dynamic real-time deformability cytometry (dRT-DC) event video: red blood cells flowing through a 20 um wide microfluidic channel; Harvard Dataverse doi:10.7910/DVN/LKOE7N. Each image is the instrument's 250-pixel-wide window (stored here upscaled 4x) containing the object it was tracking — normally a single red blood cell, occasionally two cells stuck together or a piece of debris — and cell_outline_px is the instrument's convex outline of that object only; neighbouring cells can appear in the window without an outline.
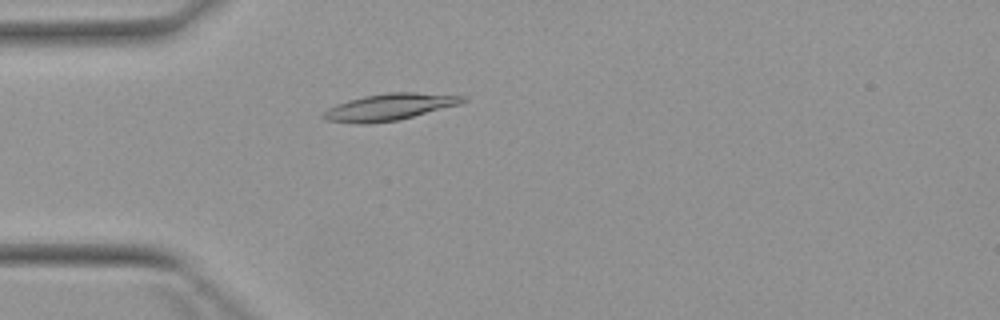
{"species": "Egyptian fruit bat (a non-hibernating species)", "species_latin": "Rousettus aegyptiacus", "temperature_condition": "warm", "stored_images_in_passage": 6, "camera_frame_rate_fps": 3000, "um_per_image_px": 0.085, "animal": {"sex": "female"}, "frame": {"image": 1, "passage_image": 6, "time_ms": 6.0, "image_size_px": [1000, 320], "cell_outline_px": [[468, 100], [460, 104], [400, 120], [368, 124], [356, 124], [328, 120], [320, 116], [328, 108], [336, 104], [348, 100], [364, 96], [388, 92], [416, 92], [468, 96]], "centroid_in_image_um": [33.13, 9.09], "position_along_channel_um": 51.9, "area_um2": 21.91}}